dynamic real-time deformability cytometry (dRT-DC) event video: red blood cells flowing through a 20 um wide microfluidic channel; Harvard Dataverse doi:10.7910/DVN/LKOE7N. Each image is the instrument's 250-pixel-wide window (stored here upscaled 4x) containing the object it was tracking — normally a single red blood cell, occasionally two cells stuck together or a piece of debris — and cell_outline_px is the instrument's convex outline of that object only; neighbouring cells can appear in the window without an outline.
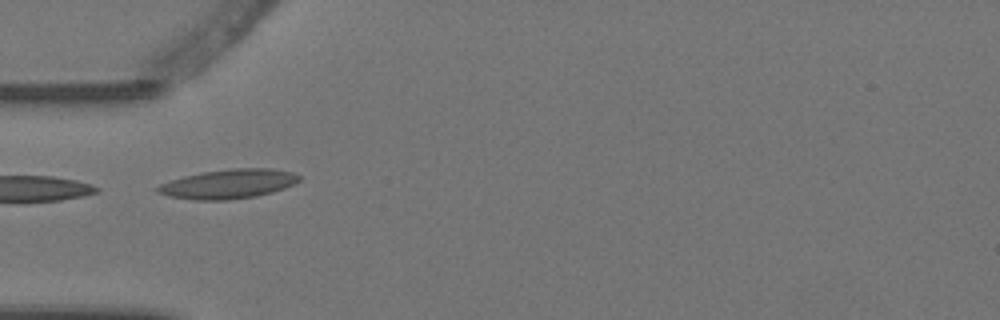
{"species": "Egyptian fruit bat (a non-hibernating species)", "species_latin": "Rousettus aegyptiacus", "temperature_condition": "warm", "stored_images_in_passage": 6, "camera_frame_rate_fps": 3000, "um_per_image_px": 0.085, "animal": {"sex": "female"}, "frame": {"image": 1, "passage_image": 4, "time_ms": 1.0, "image_size_px": [1000, 320], "cell_outline_px": [[300, 180], [284, 188], [272, 192], [256, 196], [228, 200], [192, 200], [168, 196], [156, 192], [152, 188], [160, 184], [184, 176], [204, 172], [232, 168], [272, 168], [292, 172], [300, 176]], "centroid_in_image_um": [19.38, 15.64], "position_along_channel_um": 65.6, "area_um2": 24.22}}
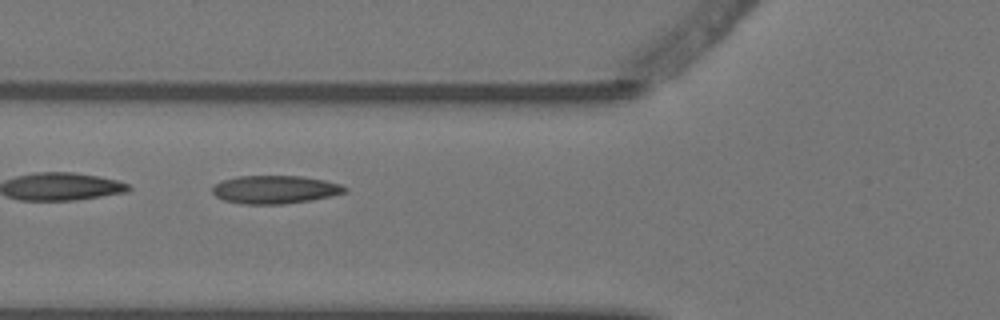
{"frame": {"image": 2, "passage_image": 5, "time_ms": 1.333, "image_size_px": [1000, 320], "cell_outline_px": [[348, 192], [308, 200], [284, 204], [244, 204], [224, 200], [216, 196], [212, 192], [212, 184], [220, 180], [236, 176], [300, 176], [324, 180], [340, 184], [348, 188]], "centroid_in_image_um": [23.32, 16.1], "position_along_channel_um": 102.5, "area_um2": 21.73}}
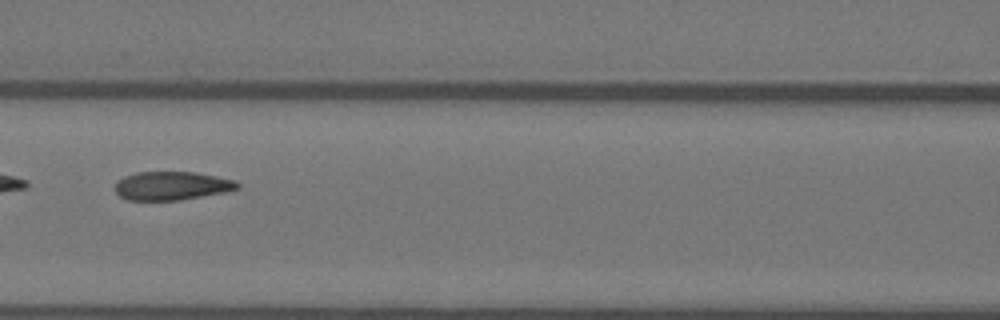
{"frame": {"image": 3, "passage_image": 6, "time_ms": 1.667, "image_size_px": [1000, 320], "cell_outline_px": [[240, 188], [224, 192], [180, 200], [128, 200], [120, 196], [112, 188], [116, 180], [124, 176], [136, 172], [196, 172], [236, 180], [240, 184]], "centroid_in_image_um": [14.56, 15.78], "position_along_channel_um": 152.0, "area_um2": 20.58}}